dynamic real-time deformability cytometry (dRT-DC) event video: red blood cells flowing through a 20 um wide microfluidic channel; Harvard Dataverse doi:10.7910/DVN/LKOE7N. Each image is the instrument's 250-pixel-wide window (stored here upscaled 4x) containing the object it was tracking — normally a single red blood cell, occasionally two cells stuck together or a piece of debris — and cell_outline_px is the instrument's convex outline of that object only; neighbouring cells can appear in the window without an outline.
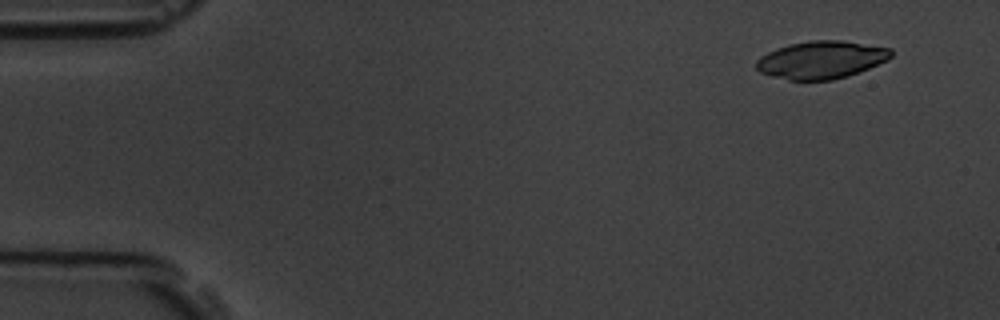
{"species": "common noctule bat (a hibernating species)", "species_latin": "Nyctalus noctula", "temperature_condition": "room temperature", "stored_images_in_passage": 54, "camera_frame_rate_fps": 3000, "um_per_image_px": 0.085, "animal": {"sex": "male", "body_mass_g": 19.5, "forearm_length_mm": 54.6}, "frame": {"image": 1, "passage_image": 1, "time_ms": 0.0, "image_size_px": [1000, 320], "cell_outline_px": [[892, 56], [888, 60], [848, 76], [832, 80], [788, 80], [772, 76], [760, 72], [756, 68], [756, 60], [760, 56], [776, 48], [788, 44], [812, 40], [840, 40], [892, 48]], "centroid_in_image_um": [69.8, 5.08], "position_along_channel_um": 15.2, "area_um2": 29.65}}